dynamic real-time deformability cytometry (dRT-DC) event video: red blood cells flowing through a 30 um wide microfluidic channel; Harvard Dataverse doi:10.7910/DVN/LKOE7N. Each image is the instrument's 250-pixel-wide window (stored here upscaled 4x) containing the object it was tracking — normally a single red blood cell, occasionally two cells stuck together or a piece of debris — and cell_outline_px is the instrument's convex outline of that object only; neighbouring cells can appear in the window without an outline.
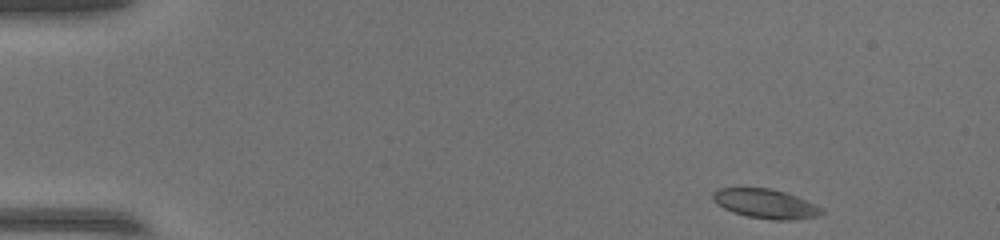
{"species": "common noctule bat (a hibernating species)", "species_latin": "Nyctalus noctula", "temperature_condition": "warm", "stored_images_in_passage": 48, "camera_frame_rate_fps": 3000, "um_per_image_px": 0.085, "animal": {"sex": "female", "body_mass_g": 17.0, "forearm_length_mm": 48.0}, "frame": {"image": 1, "passage_image": 1, "time_ms": 0.0, "image_size_px": [1000, 240], "cell_outline_px": [[824, 216], [792, 220], [772, 220], [748, 216], [732, 212], [716, 204], [712, 200], [712, 192], [720, 188], [768, 188], [784, 192], [796, 196], [816, 204], [824, 212]], "centroid_in_image_um": [65.09, 17.33], "position_along_channel_um": 19.9, "area_um2": 18.73}}
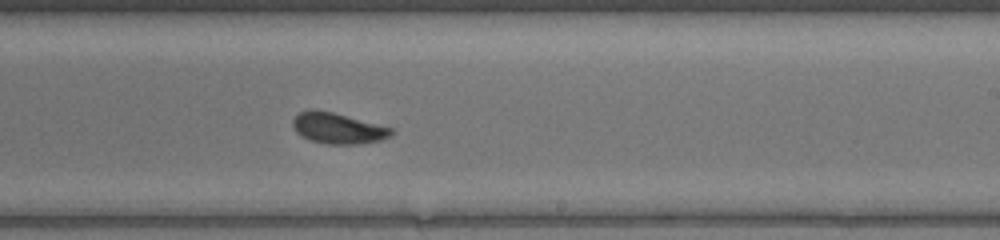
{"frame": {"image": 2, "passage_image": 28, "time_ms": 9.0, "image_size_px": [1000, 240], "cell_outline_px": [[396, 132], [392, 136], [380, 140], [356, 144], [328, 144], [312, 140], [296, 132], [292, 124], [292, 120], [300, 112], [312, 108], [316, 108], [332, 112], [392, 128]], "centroid_in_image_um": [28.73, 10.89], "position_along_channel_um": 260.3, "area_um2": 17.57}}
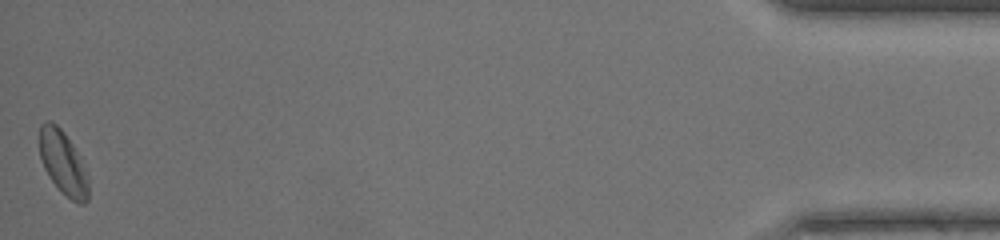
{"frame": {"image": 3, "passage_image": 48, "time_ms": 15.667, "image_size_px": [1000, 240], "cell_outline_px": [[88, 200], [84, 204], [80, 204], [72, 200], [52, 180], [44, 168], [40, 156], [40, 124], [48, 120], [56, 124], [64, 132], [80, 156], [88, 176]], "centroid_in_image_um": [5.38, 13.82], "position_along_channel_um": 429.8, "area_um2": 17.86}}